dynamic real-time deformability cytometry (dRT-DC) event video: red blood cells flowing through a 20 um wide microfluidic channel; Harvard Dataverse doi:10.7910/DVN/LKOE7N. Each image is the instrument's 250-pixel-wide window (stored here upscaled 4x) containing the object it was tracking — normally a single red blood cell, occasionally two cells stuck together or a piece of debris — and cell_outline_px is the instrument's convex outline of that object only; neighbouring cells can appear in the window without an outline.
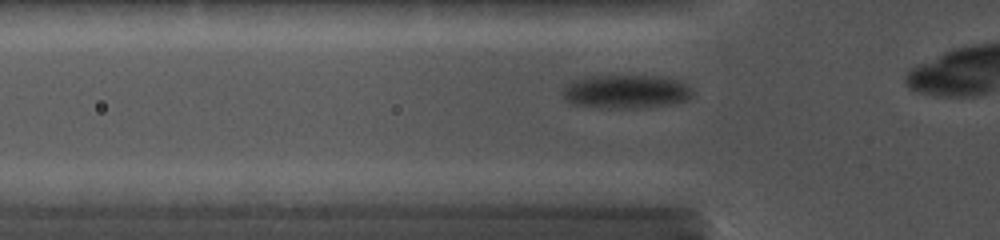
{"species": "common noctule bat (a hibernating species)", "species_latin": "Nyctalus noctula", "temperature_condition": "cold", "stored_images_in_passage": 35, "camera_frame_rate_fps": 5000, "um_per_image_px": 0.085, "animal": {"sex": "female", "body_mass_g": 19.0, "forearm_length_mm": 56.7}, "frame": {"image": 1, "passage_image": 6, "time_ms": 1.8, "image_size_px": [1000, 240], "cell_outline_px": [[692, 96], [688, 100], [676, 104], [648, 108], [592, 108], [572, 104], [564, 100], [560, 92], [564, 84], [572, 80], [588, 76], [664, 76], [688, 84], [692, 88]], "centroid_in_image_um": [53.18, 7.81], "position_along_channel_um": 72.6, "area_um2": 26.41}}
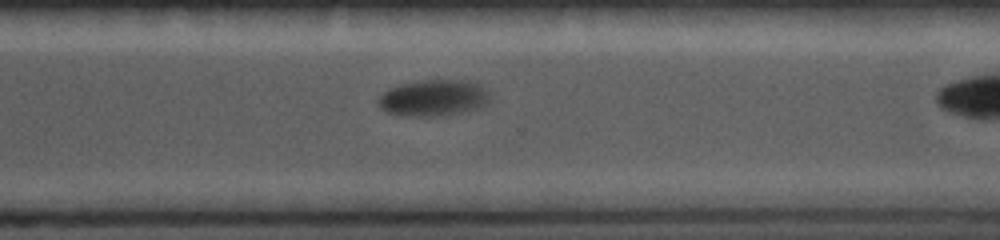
{"frame": {"image": 2, "passage_image": 27, "time_ms": 8.6, "image_size_px": [1000, 240], "cell_outline_px": [[488, 100], [484, 108], [440, 116], [400, 116], [388, 112], [380, 108], [376, 104], [376, 100], [388, 88], [400, 84], [424, 80], [464, 80], [480, 84], [488, 92]], "centroid_in_image_um": [36.82, 8.33], "position_along_channel_um": 333.8, "area_um2": 23.93}}
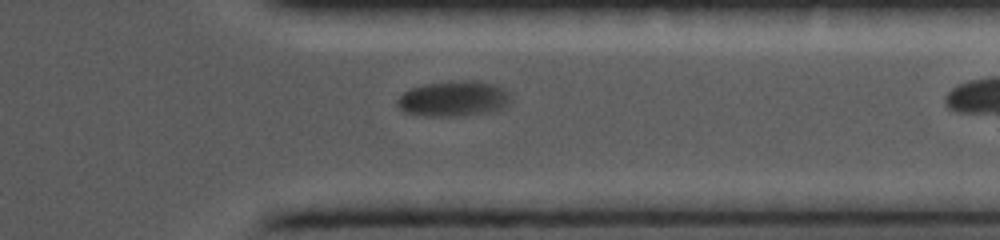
{"frame": {"image": 3, "passage_image": 30, "time_ms": 9.6, "image_size_px": [1000, 240], "cell_outline_px": [[512, 100], [504, 108], [496, 112], [460, 116], [424, 116], [404, 112], [396, 104], [396, 100], [404, 92], [412, 88], [424, 84], [460, 80], [476, 80], [496, 84], [504, 88], [512, 96]], "centroid_in_image_um": [38.62, 8.39], "position_along_channel_um": 372.8, "area_um2": 23.99}}